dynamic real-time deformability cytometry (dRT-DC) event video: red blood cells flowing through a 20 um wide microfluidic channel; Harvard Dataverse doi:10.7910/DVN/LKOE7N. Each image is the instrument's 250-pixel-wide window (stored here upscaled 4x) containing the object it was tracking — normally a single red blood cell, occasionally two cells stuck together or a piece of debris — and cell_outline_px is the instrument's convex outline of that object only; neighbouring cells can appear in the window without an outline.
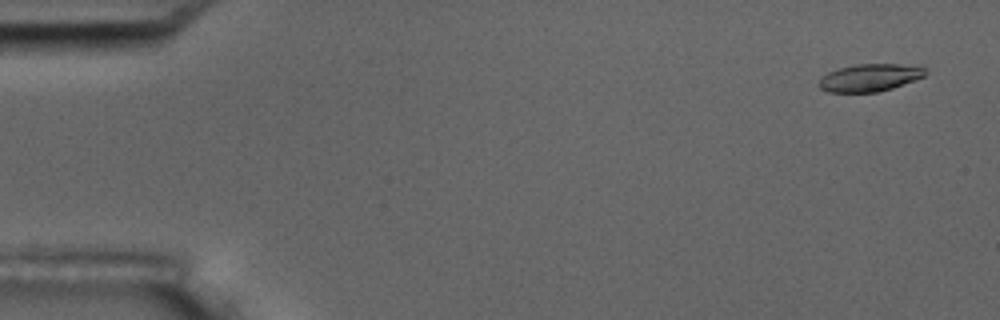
{"species": "common noctule bat (a hibernating species)", "species_latin": "Nyctalus noctula", "temperature_condition": "room temperature", "stored_images_in_passage": 4, "camera_frame_rate_fps": 3000, "um_per_image_px": 0.085, "animal": {"sex": "male", "body_mass_g": 17.5, "forearm_length_mm": 52.3}, "frame": {"image": 1, "passage_image": 1, "time_ms": 0.0, "image_size_px": [1000, 320], "cell_outline_px": [[928, 72], [924, 76], [892, 88], [876, 92], [828, 92], [820, 88], [820, 80], [828, 72], [840, 68], [856, 64], [920, 64]], "centroid_in_image_um": [73.99, 6.58], "position_along_channel_um": 11.0, "area_um2": 16.99}}